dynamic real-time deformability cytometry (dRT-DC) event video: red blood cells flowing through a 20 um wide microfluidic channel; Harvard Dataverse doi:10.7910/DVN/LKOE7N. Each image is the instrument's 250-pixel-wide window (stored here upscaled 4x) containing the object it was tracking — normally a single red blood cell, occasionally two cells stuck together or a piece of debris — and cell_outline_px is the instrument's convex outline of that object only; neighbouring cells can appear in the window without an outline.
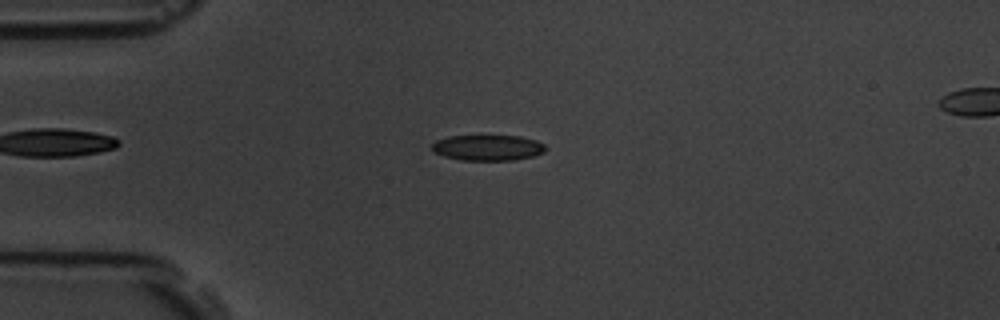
{"species": "common noctule bat (a hibernating species)", "species_latin": "Nyctalus noctula", "temperature_condition": "room temperature", "stored_images_in_passage": 57, "camera_frame_rate_fps": 3000, "um_per_image_px": 0.085, "animal": {"sex": "male", "body_mass_g": 19.5, "forearm_length_mm": 54.6}, "frame": {"image": 1, "passage_image": 14, "time_ms": 4.333, "image_size_px": [1000, 320], "cell_outline_px": [[544, 152], [532, 156], [512, 160], [460, 160], [444, 156], [432, 152], [432, 144], [436, 140], [448, 136], [520, 136], [536, 140], [544, 144]], "centroid_in_image_um": [41.42, 12.55], "position_along_channel_um": 43.6, "area_um2": 16.94}}
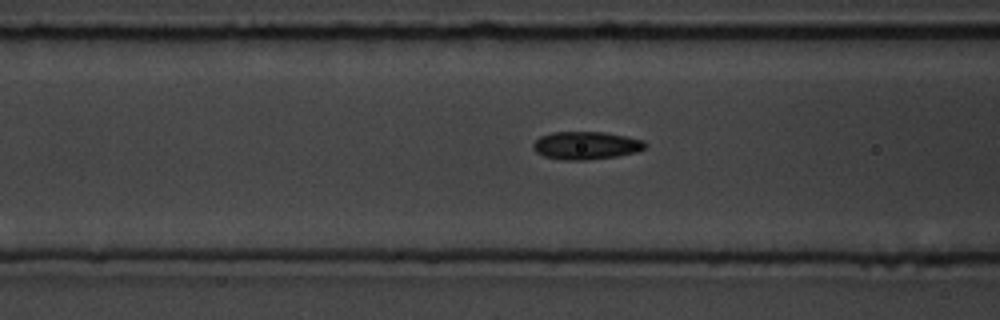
{"frame": {"image": 2, "passage_image": 22, "time_ms": 7.0, "image_size_px": [1000, 320], "cell_outline_px": [[648, 144], [644, 148], [636, 152], [616, 156], [588, 160], [564, 160], [544, 156], [536, 152], [532, 148], [532, 144], [540, 136], [552, 132], [604, 132], [628, 136], [644, 140]], "centroid_in_image_um": [49.82, 12.36], "position_along_channel_um": 116.8, "area_um2": 18.32}}
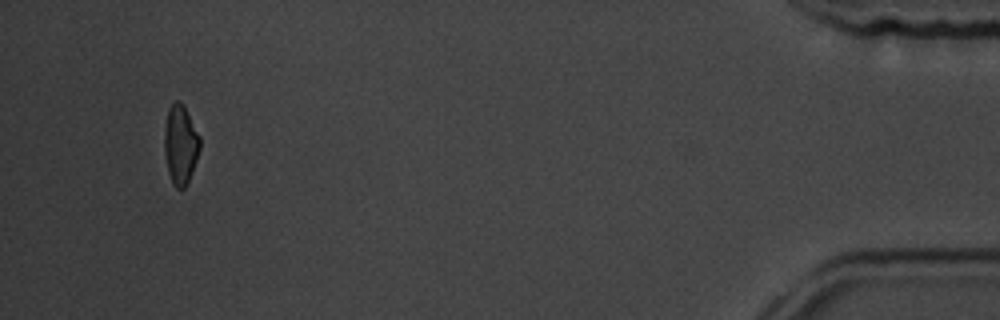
{"frame": {"image": 3, "passage_image": 54, "time_ms": 17.667, "image_size_px": [1000, 320], "cell_outline_px": [[200, 148], [188, 184], [184, 188], [176, 188], [172, 184], [168, 172], [164, 152], [164, 128], [168, 108], [176, 100], [180, 100], [184, 104], [200, 136]], "centroid_in_image_um": [15.33, 12.27], "position_along_channel_um": 419.9, "area_um2": 16.7}, "authors_computed_cell_mechanics": {"area_um2": 17.2244, "velocity_mm_per_s": 3.5611, "shape_relaxation_time_tau1_ms": 5.1079, "shape_relaxation_time_tau2_ms": 3.561, "deformation_change_tau1": 0.1106, "deformation_change_tau2": 0.0897}}